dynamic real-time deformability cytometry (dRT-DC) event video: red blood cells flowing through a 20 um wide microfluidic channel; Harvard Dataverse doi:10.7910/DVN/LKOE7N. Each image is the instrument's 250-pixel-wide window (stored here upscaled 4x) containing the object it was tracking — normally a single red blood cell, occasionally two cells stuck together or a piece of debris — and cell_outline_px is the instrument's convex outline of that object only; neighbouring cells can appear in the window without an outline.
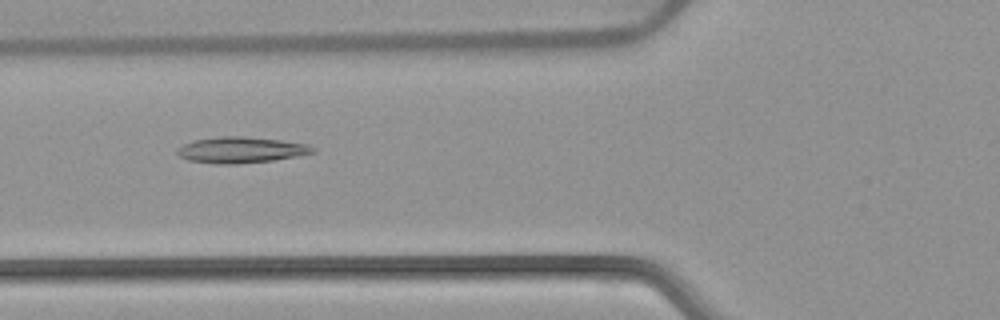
{"species": "common noctule bat (a hibernating species)", "species_latin": "Nyctalus noctula", "temperature_condition": "warm", "stored_images_in_passage": 41, "camera_frame_rate_fps": 3000, "um_per_image_px": 0.085, "animal": {"sex": "female", "body_mass_g": 22.7, "forearm_length_mm": 54.2}, "frame": {"image": 1, "passage_image": 9, "time_ms": 2.667, "image_size_px": [1000, 320], "cell_outline_px": [[316, 152], [296, 156], [272, 160], [236, 164], [216, 164], [188, 160], [180, 156], [176, 152], [176, 148], [184, 144], [196, 140], [220, 136], [244, 136], [280, 140], [308, 144], [316, 148]], "centroid_in_image_um": [20.49, 12.74], "position_along_channel_um": 105.3, "area_um2": 20.52}}
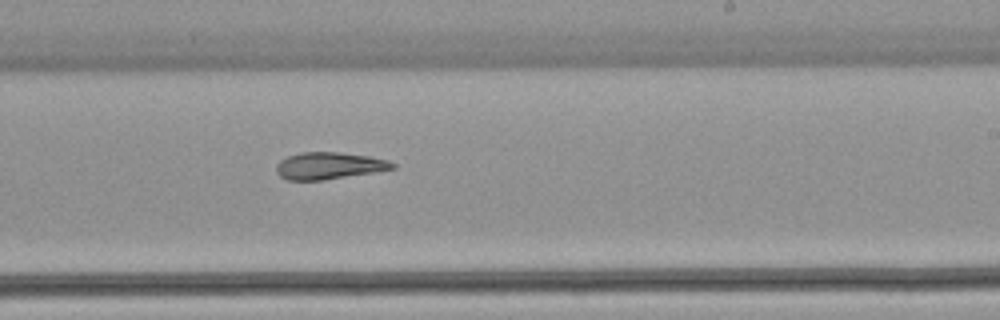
{"frame": {"image": 2, "passage_image": 21, "time_ms": 6.667, "image_size_px": [1000, 320], "cell_outline_px": [[396, 168], [324, 180], [288, 180], [280, 176], [276, 172], [276, 164], [280, 160], [288, 156], [300, 152], [340, 152], [368, 156], [388, 160], [396, 164]], "centroid_in_image_um": [27.94, 14.08], "position_along_channel_um": 261.1, "area_um2": 18.21}}
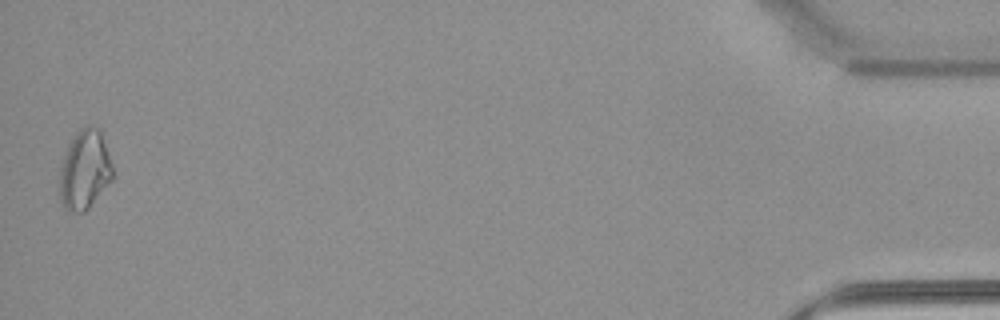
{"frame": {"image": 3, "passage_image": 41, "time_ms": 13.333, "image_size_px": [1000, 320], "cell_outline_px": [[116, 176], [88, 208], [84, 212], [68, 212], [64, 208], [60, 200], [60, 168], [64, 156], [76, 132], [80, 128], [100, 128]], "centroid_in_image_um": [7.22, 14.48], "position_along_channel_um": 428.0, "area_um2": 24.39}}